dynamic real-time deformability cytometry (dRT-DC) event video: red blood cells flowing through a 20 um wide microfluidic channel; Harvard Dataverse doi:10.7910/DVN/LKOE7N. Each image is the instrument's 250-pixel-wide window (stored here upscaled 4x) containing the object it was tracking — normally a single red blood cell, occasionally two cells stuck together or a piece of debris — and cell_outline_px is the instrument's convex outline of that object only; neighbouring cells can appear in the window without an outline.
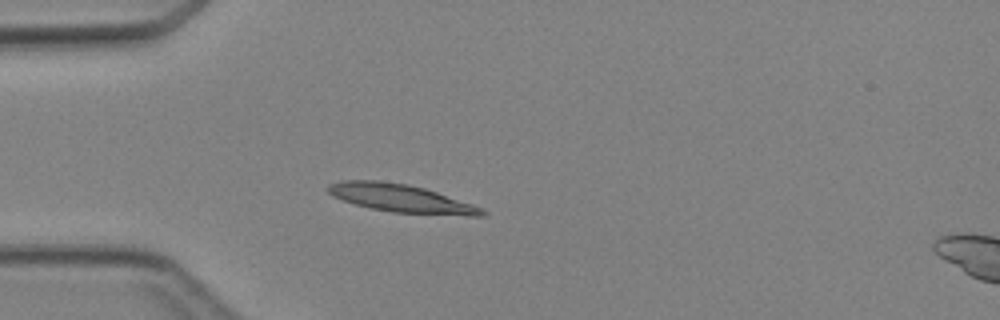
{"species": "Egyptian fruit bat (a non-hibernating species)", "species_latin": "Rousettus aegyptiacus", "temperature_condition": "cold", "stored_images_in_passage": 3, "camera_frame_rate_fps": 3000, "um_per_image_px": 0.085, "animal": {"sex": "female"}, "frame": {"image": 1, "passage_image": 3, "time_ms": 3.0, "image_size_px": [1000, 320], "cell_outline_px": [[488, 212], [484, 216], [468, 216], [392, 212], [372, 208], [356, 204], [332, 196], [328, 192], [328, 184], [340, 180], [380, 180], [408, 184], [424, 188], [472, 204]], "centroid_in_image_um": [34.08, 16.85], "position_along_channel_um": 50.9, "area_um2": 24.97}}